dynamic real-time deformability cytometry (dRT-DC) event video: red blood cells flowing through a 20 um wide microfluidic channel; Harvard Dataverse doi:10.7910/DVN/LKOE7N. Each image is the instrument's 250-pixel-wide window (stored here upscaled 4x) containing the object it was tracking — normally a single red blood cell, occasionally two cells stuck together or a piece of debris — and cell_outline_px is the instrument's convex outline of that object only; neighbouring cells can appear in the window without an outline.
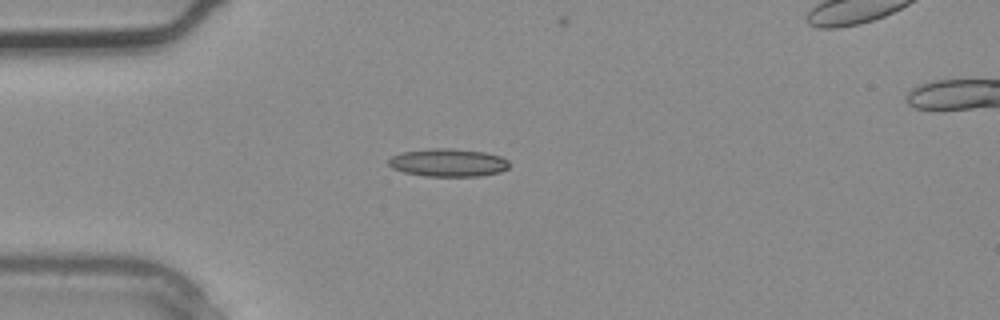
{"species": "common noctule bat (a hibernating species)", "species_latin": "Nyctalus noctula", "temperature_condition": "warm", "stored_images_in_passage": 3, "camera_frame_rate_fps": 3000, "um_per_image_px": 0.085, "animal": {"sex": "male", "body_mass_g": 20.4}, "frame": {"image": 1, "passage_image": 2, "time_ms": 0.333, "image_size_px": [1000, 320], "cell_outline_px": [[508, 168], [500, 172], [480, 176], [424, 176], [404, 172], [392, 168], [388, 164], [388, 160], [392, 156], [404, 152], [432, 148], [452, 148], [484, 152], [500, 156], [508, 160]], "centroid_in_image_um": [38.09, 13.82], "position_along_channel_um": 46.9, "area_um2": 19.59}}